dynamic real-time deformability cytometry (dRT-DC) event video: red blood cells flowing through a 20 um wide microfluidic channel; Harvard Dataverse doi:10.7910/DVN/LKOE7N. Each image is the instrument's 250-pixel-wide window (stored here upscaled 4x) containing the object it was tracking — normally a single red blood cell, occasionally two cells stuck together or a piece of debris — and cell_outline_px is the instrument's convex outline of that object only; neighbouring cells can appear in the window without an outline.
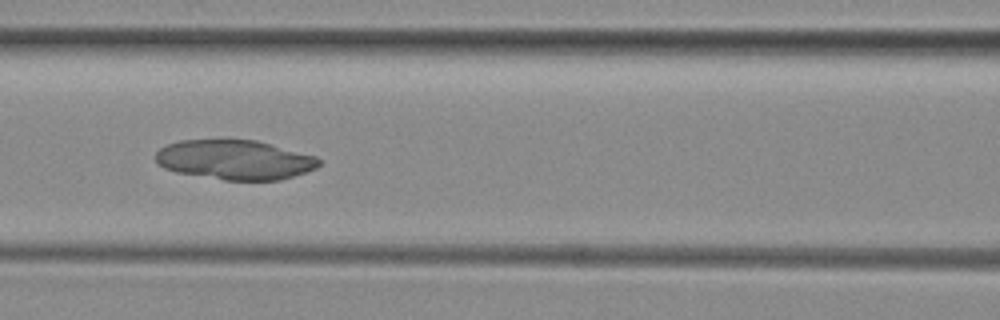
{"species": "common noctule bat (a hibernating species)", "species_latin": "Nyctalus noctula", "temperature_condition": "room temperature", "stored_images_in_passage": 34, "camera_frame_rate_fps": 3000, "um_per_image_px": 0.085, "animal": {"sex": "female", "body_mass_g": 29.2, "forearm_length_mm": 56.3}, "frame": {"image": 1, "passage_image": 16, "time_ms": 5.0, "image_size_px": [1000, 320], "cell_outline_px": [[320, 164], [316, 168], [280, 180], [224, 180], [176, 172], [164, 168], [156, 164], [156, 152], [160, 148], [168, 144], [180, 140], [228, 136], [256, 140], [316, 156], [320, 160]], "centroid_in_image_um": [19.9, 13.53], "position_along_channel_um": 146.7, "area_um2": 38.67}}
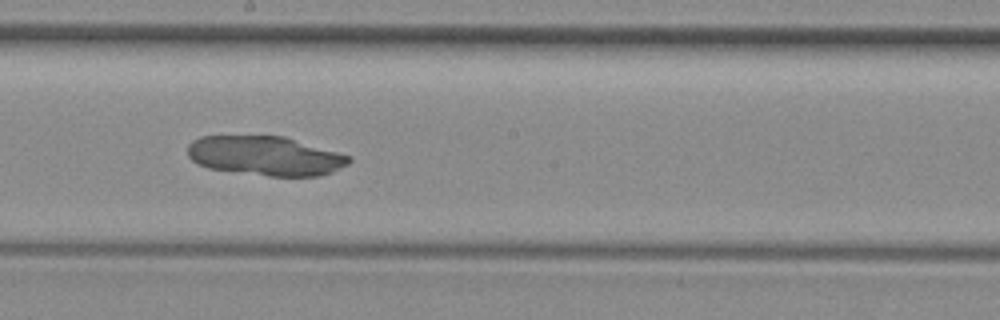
{"frame": {"image": 2, "passage_image": 22, "time_ms": 7.0, "image_size_px": [1000, 320], "cell_outline_px": [[352, 160], [348, 164], [332, 172], [316, 176], [268, 176], [208, 168], [196, 164], [188, 156], [188, 144], [192, 140], [200, 136], [284, 136], [352, 156]], "centroid_in_image_um": [22.55, 13.24], "position_along_channel_um": 225.7, "area_um2": 37.11}}
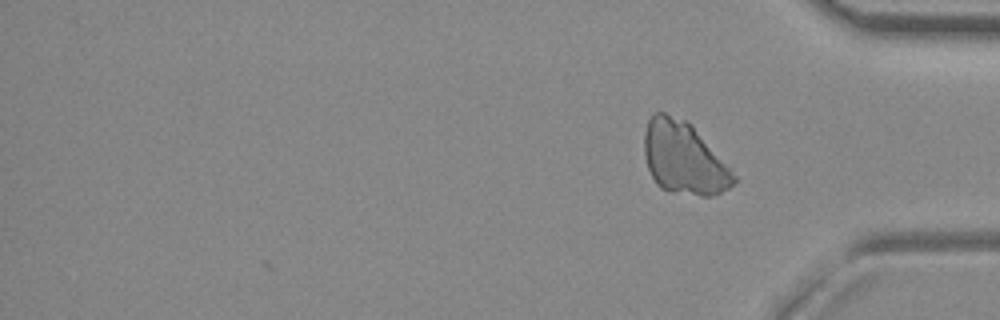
{"frame": {"image": 3, "passage_image": 34, "time_ms": 11.0, "image_size_px": [1000, 320], "cell_outline_px": [[736, 180], [728, 188], [712, 196], [700, 196], [668, 192], [660, 188], [656, 184], [648, 168], [644, 156], [644, 132], [648, 120], [652, 112], [664, 112], [688, 120], [732, 164], [736, 176]], "centroid_in_image_um": [58.17, 13.42], "position_along_channel_um": 377.0, "area_um2": 39.02}}